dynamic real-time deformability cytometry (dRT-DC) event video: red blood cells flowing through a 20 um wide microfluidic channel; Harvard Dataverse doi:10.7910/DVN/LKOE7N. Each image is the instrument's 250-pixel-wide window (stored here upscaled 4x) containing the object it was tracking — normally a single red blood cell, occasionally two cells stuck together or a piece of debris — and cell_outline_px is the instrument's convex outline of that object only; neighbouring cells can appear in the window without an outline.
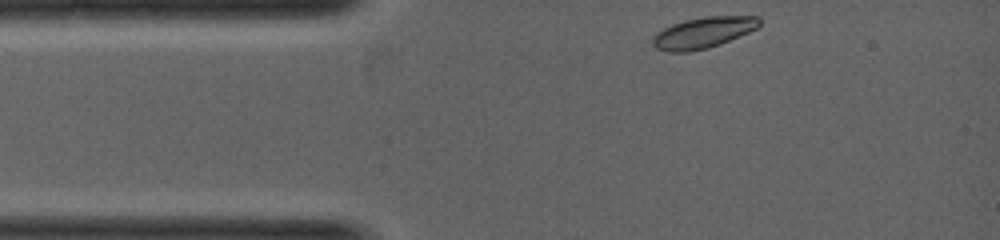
{"species": "common noctule bat (a hibernating species)", "species_latin": "Nyctalus noctula", "temperature_condition": "warm", "stored_images_in_passage": 3, "camera_frame_rate_fps": 5000, "um_per_image_px": 0.085, "animal": {"sex": "female", "body_mass_g": 19.0, "forearm_length_mm": 53.3}, "frame": {"image": 1, "passage_image": 1, "time_ms": 0.0, "image_size_px": [1000, 240], "cell_outline_px": [[760, 24], [756, 28], [748, 32], [720, 44], [708, 48], [688, 52], [668, 52], [656, 48], [652, 44], [652, 36], [656, 32], [672, 24], [684, 20], [704, 16], [760, 16]], "centroid_in_image_um": [59.73, 2.77], "position_along_channel_um": 25.3, "area_um2": 19.36}}
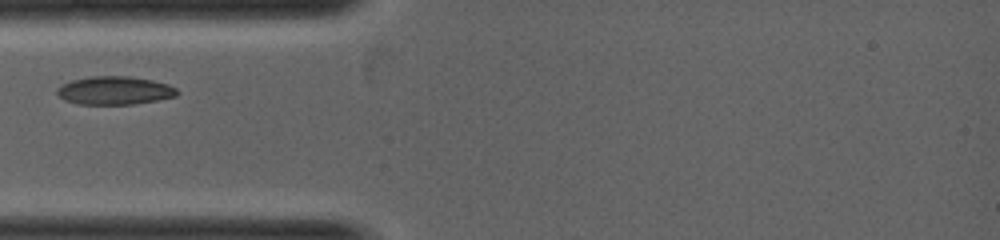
{"frame": {"image": 2, "passage_image": 3, "time_ms": 1.0, "image_size_px": [1000, 240], "cell_outline_px": [[180, 92], [176, 96], [156, 100], [132, 104], [76, 104], [64, 100], [56, 92], [56, 88], [72, 80], [92, 76], [128, 76], [152, 80], [168, 84], [176, 88]], "centroid_in_image_um": [9.74, 7.69], "position_along_channel_um": 75.3, "area_um2": 19.71}}